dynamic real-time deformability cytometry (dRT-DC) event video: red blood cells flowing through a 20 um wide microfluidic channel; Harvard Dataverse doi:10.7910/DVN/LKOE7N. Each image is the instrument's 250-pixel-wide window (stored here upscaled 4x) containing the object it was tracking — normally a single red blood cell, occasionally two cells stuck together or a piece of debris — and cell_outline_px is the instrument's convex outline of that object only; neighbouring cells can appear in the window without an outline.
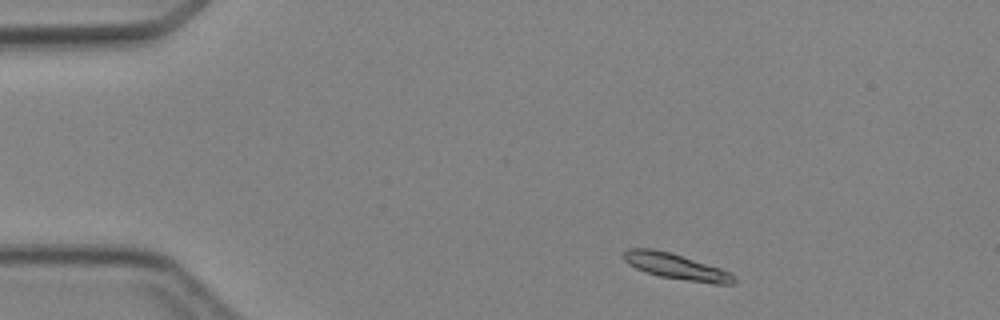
{"species": "Egyptian fruit bat (a non-hibernating species)", "species_latin": "Rousettus aegyptiacus", "temperature_condition": "cold", "stored_images_in_passage": 4, "camera_frame_rate_fps": 3000, "um_per_image_px": 0.085, "animal": {"sex": "female"}, "frame": {"image": 1, "passage_image": 1, "time_ms": 0.0, "image_size_px": [1000, 320], "cell_outline_px": [[736, 280], [732, 284], [712, 284], [660, 276], [644, 272], [628, 264], [624, 260], [624, 252], [628, 248], [652, 248], [668, 252], [720, 268], [728, 272]], "centroid_in_image_um": [57.42, 22.65], "position_along_channel_um": 27.6, "area_um2": 16.24}}
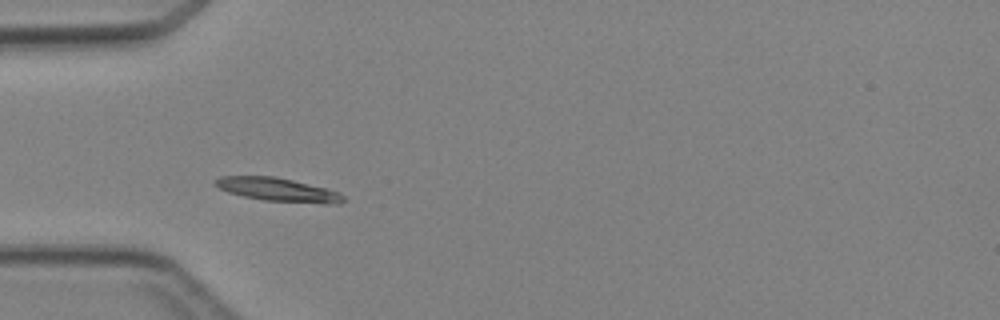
{"frame": {"image": 2, "passage_image": 3, "time_ms": 2.333, "image_size_px": [1000, 320], "cell_outline_px": [[344, 200], [340, 204], [324, 204], [264, 200], [244, 196], [228, 192], [212, 184], [220, 176], [276, 176], [328, 188], [340, 192], [344, 196]], "centroid_in_image_um": [23.68, 16.12], "position_along_channel_um": 61.3, "area_um2": 17.69}}
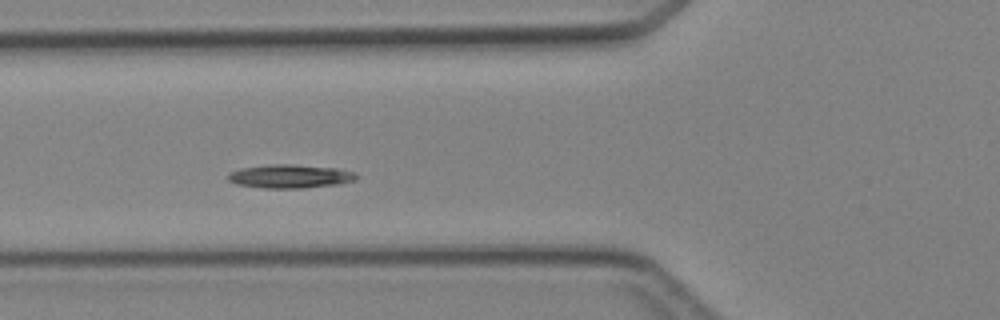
{"frame": {"image": 3, "passage_image": 4, "time_ms": 3.333, "image_size_px": [1000, 320], "cell_outline_px": [[356, 180], [340, 184], [304, 188], [264, 188], [236, 184], [228, 180], [228, 172], [240, 168], [268, 164], [292, 164], [336, 168], [356, 172]], "centroid_in_image_um": [24.64, 14.98], "position_along_channel_um": 101.2, "area_um2": 17.8}}